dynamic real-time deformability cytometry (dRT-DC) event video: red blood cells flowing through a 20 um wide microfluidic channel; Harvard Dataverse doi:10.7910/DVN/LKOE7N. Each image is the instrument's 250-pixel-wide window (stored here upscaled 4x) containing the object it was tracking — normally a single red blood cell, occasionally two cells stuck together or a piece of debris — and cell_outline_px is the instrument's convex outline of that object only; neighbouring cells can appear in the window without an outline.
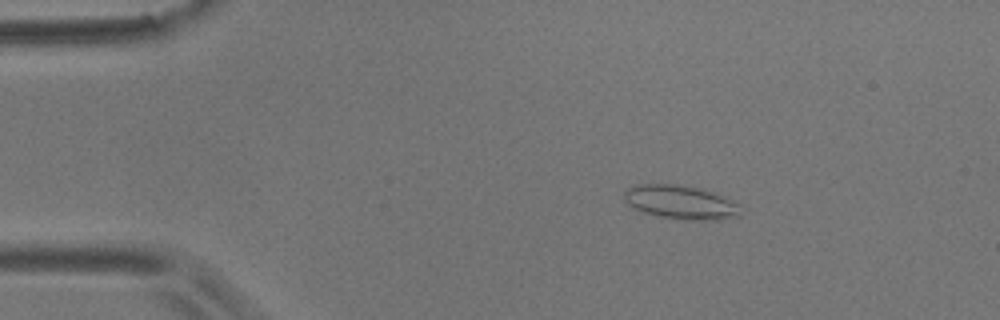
{"species": "common noctule bat (a hibernating species)", "species_latin": "Nyctalus noctula", "temperature_condition": "room temperature", "stored_images_in_passage": 51, "camera_frame_rate_fps": 3000, "um_per_image_px": 0.085, "animal": {"sex": "male", "body_mass_g": 17.9}, "frame": {"image": 1, "passage_image": 4, "time_ms": 1.0, "image_size_px": [1000, 320], "cell_outline_px": [[740, 216], [720, 220], [692, 220], [660, 216], [644, 212], [632, 208], [624, 200], [624, 188], [636, 184], [680, 184], [704, 188], [740, 204]], "centroid_in_image_um": [57.85, 17.17], "position_along_channel_um": 27.1, "area_um2": 23.29}}
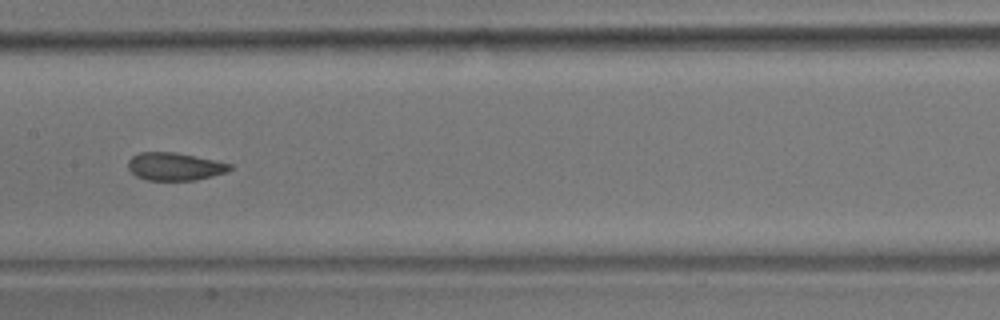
{"frame": {"image": 2, "passage_image": 23, "time_ms": 7.333, "image_size_px": [1000, 320], "cell_outline_px": [[232, 168], [228, 172], [196, 180], [148, 180], [136, 176], [128, 168], [128, 160], [132, 156], [140, 152], [176, 152], [232, 164]], "centroid_in_image_um": [14.85, 14.15], "position_along_channel_um": 192.5, "area_um2": 16.47}}
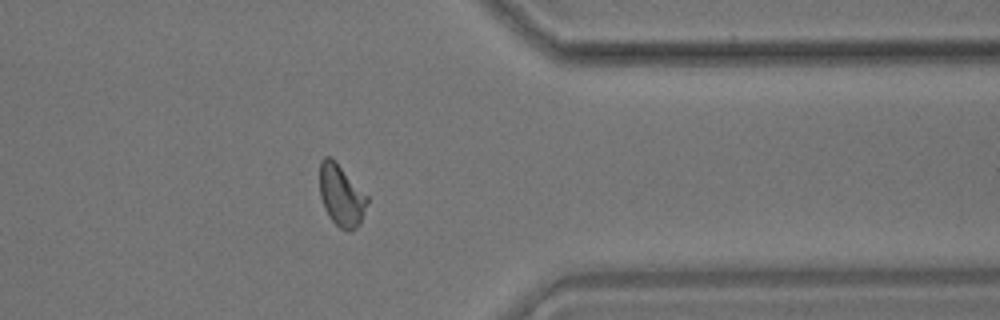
{"frame": {"image": 3, "passage_image": 40, "time_ms": 13.0, "image_size_px": [1000, 320], "cell_outline_px": [[368, 200], [360, 224], [352, 232], [348, 232], [340, 228], [328, 216], [324, 208], [320, 196], [320, 160], [324, 156], [328, 156], [368, 196]], "centroid_in_image_um": [29.0, 16.68], "position_along_channel_um": 382.4, "area_um2": 16.7}, "authors_computed_cell_mechanics": {"area_um2": 17.2244, "velocity_mm_per_s": 3.5375, "shape_relaxation_time_tau1_ms": 7.229, "shape_relaxation_time_tau2_ms": 1.3759, "deformation_change_tau1": 0.1618, "deformation_change_tau2": 0.0731}}